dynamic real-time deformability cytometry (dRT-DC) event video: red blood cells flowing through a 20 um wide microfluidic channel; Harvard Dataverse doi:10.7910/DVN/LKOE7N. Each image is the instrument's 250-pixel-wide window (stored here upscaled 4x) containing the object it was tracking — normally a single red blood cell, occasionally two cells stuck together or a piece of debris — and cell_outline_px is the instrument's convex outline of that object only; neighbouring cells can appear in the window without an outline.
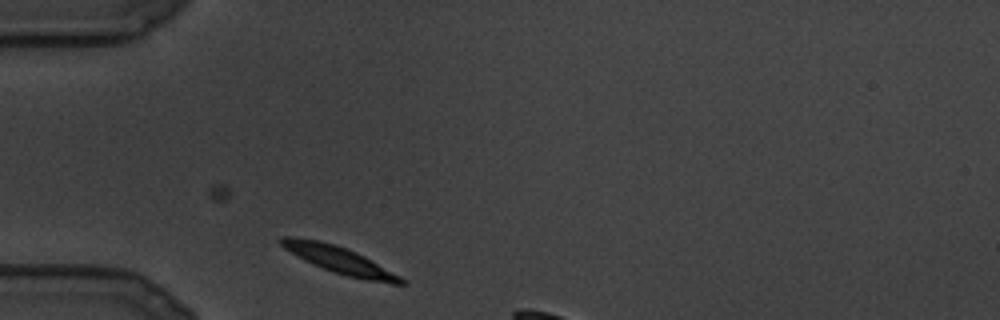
{"species": "common noctule bat (a hibernating species)", "species_latin": "Nyctalus noctula", "temperature_condition": "cold", "stored_images_in_passage": 8, "camera_frame_rate_fps": 3000, "um_per_image_px": 0.085, "animal": {"sex": "male", "body_mass_g": 19.5, "forearm_length_mm": 54.6}, "frame": {"image": 1, "passage_image": 1, "time_ms": 0.0, "image_size_px": [1000, 320], "cell_outline_px": [[404, 284], [392, 284], [368, 280], [348, 276], [312, 264], [304, 260], [284, 248], [280, 244], [280, 236], [296, 236], [320, 240], [336, 244], [356, 252], [364, 256], [400, 276], [404, 280]], "centroid_in_image_um": [28.8, 22.06], "position_along_channel_um": 56.2, "area_um2": 18.61}}